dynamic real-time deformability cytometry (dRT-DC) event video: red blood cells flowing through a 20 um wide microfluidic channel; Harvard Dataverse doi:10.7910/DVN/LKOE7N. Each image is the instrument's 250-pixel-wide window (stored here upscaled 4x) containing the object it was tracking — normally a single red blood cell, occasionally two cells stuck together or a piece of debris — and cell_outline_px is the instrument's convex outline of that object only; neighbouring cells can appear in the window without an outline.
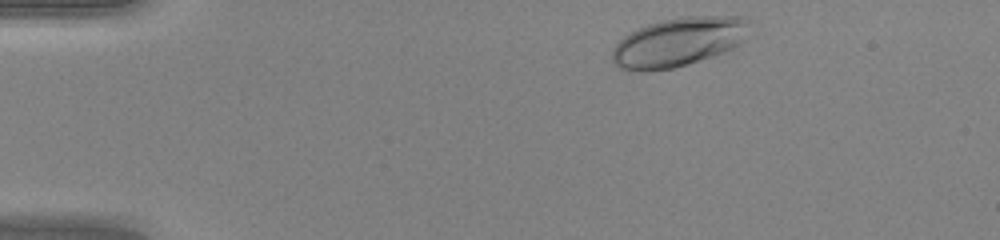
{"species": "human", "species_latin": "Homo sapiens", "temperature_condition": "warm", "stored_images_in_passage": 36, "camera_frame_rate_fps": 3000, "um_per_image_px": 0.085, "donor": {"sex": "female"}, "frame": {"image": 1, "passage_image": 2, "time_ms": 0.333, "image_size_px": [1000, 240], "cell_outline_px": [[756, 32], [752, 36], [732, 48], [724, 52], [688, 64], [672, 68], [620, 68], [612, 60], [612, 52], [616, 44], [624, 36], [636, 28], [660, 20], [680, 16], [744, 16], [748, 20]], "centroid_in_image_um": [57.83, 3.49], "position_along_channel_um": 27.2, "area_um2": 39.25}}
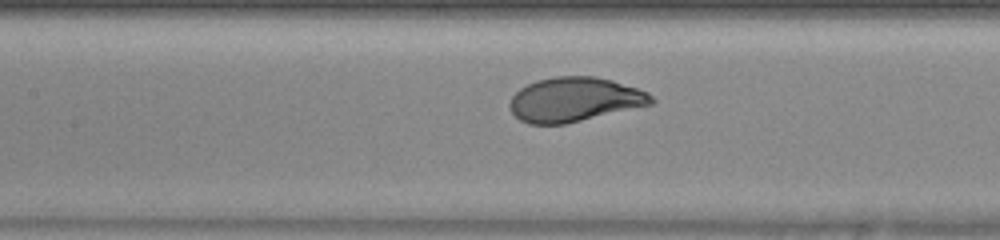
{"frame": {"image": 2, "passage_image": 17, "time_ms": 5.333, "image_size_px": [1000, 240], "cell_outline_px": [[656, 100], [652, 104], [564, 124], [528, 124], [520, 120], [512, 112], [508, 104], [512, 96], [520, 88], [536, 80], [556, 76], [596, 76], [612, 80], [648, 92]], "centroid_in_image_um": [48.82, 8.45], "position_along_channel_um": 158.6, "area_um2": 36.47}}
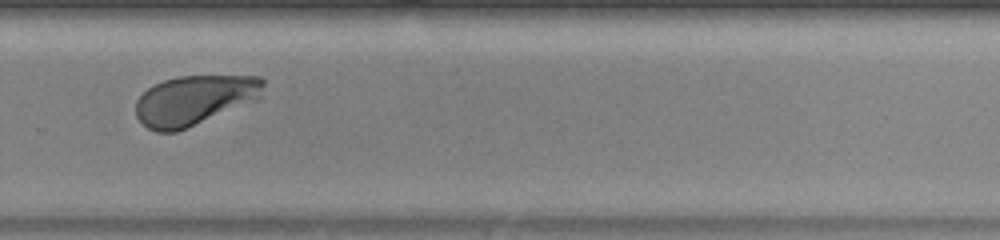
{"frame": {"image": 3, "passage_image": 28, "time_ms": 9.0, "image_size_px": [1000, 240], "cell_outline_px": [[264, 84], [260, 100], [188, 128], [176, 132], [156, 132], [148, 128], [136, 116], [136, 100], [148, 88], [164, 80], [180, 76], [260, 76], [264, 80]], "centroid_in_image_um": [16.57, 8.53], "position_along_channel_um": 313.2, "area_um2": 37.34}, "authors_computed_cell_mechanics": {"area_um2": 37.0209, "velocity_mm_per_s": 4.2229, "shape_relaxation_time_tau1_ms": 1.8162, "shape_relaxation_time_tau2_ms": null, "deformation_change_tau1": 0.1315, "deformation_change_tau2": null}}